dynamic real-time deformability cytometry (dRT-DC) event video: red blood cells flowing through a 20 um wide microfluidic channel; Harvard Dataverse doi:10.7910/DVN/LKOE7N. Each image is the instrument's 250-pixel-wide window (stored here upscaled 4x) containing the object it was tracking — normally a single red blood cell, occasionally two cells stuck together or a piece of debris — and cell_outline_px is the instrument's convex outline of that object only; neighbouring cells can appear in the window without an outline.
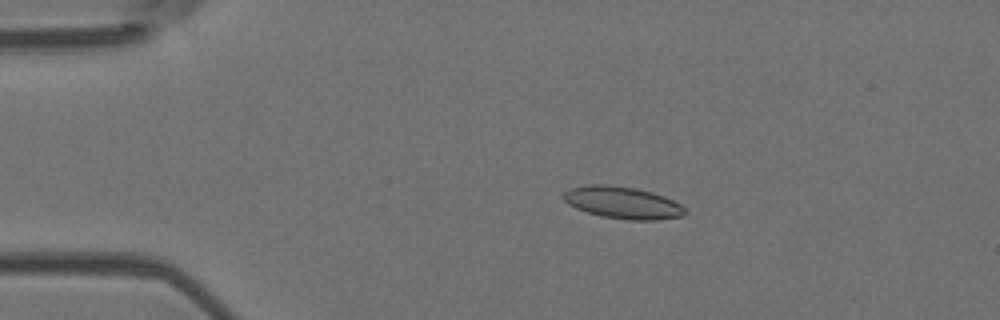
{"species": "Egyptian fruit bat (a non-hibernating species)", "species_latin": "Rousettus aegyptiacus", "temperature_condition": "room temperature", "stored_images_in_passage": 53, "camera_frame_rate_fps": 3000, "um_per_image_px": 0.085, "animal": {"sex": "female"}, "frame": {"image": 1, "passage_image": 11, "time_ms": 3.333, "image_size_px": [1000, 320], "cell_outline_px": [[688, 212], [684, 216], [656, 220], [628, 220], [600, 216], [576, 208], [568, 204], [564, 200], [564, 192], [568, 188], [588, 184], [608, 184], [636, 188], [652, 192], [664, 196], [680, 204]], "centroid_in_image_um": [52.93, 17.22], "position_along_channel_um": 32.1, "area_um2": 22.89}}
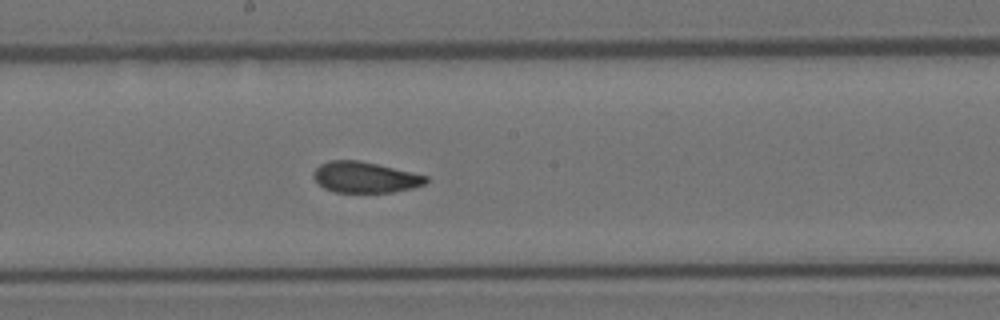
{"frame": {"image": 2, "passage_image": 29, "time_ms": 9.333, "image_size_px": [1000, 320], "cell_outline_px": [[428, 180], [424, 184], [412, 188], [392, 192], [336, 192], [324, 188], [312, 176], [312, 172], [320, 164], [328, 160], [360, 160], [428, 176]], "centroid_in_image_um": [31.0, 15.06], "position_along_channel_um": 217.2, "area_um2": 20.17}}
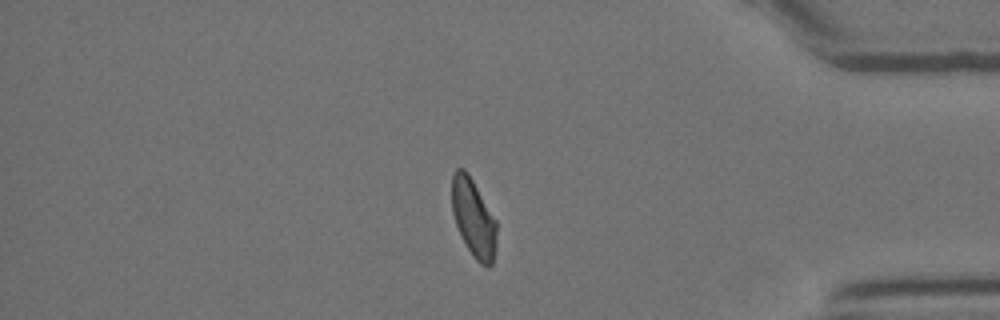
{"frame": {"image": 3, "passage_image": 45, "time_ms": 14.667, "image_size_px": [1000, 320], "cell_outline_px": [[496, 248], [492, 264], [480, 264], [472, 256], [456, 224], [452, 212], [452, 176], [456, 168], [464, 168], [468, 172], [496, 220]], "centroid_in_image_um": [40.24, 18.5], "position_along_channel_um": 395.0, "area_um2": 20.11}, "authors_computed_cell_mechanics": {"area_um2": 21.3282, "velocity_mm_per_s": 3.8856, "shape_relaxation_time_tau1_ms": 7.3273, "shape_relaxation_time_tau2_ms": 1.724, "deformation_change_tau1": 0.1606, "deformation_change_tau2": 0.0812}}